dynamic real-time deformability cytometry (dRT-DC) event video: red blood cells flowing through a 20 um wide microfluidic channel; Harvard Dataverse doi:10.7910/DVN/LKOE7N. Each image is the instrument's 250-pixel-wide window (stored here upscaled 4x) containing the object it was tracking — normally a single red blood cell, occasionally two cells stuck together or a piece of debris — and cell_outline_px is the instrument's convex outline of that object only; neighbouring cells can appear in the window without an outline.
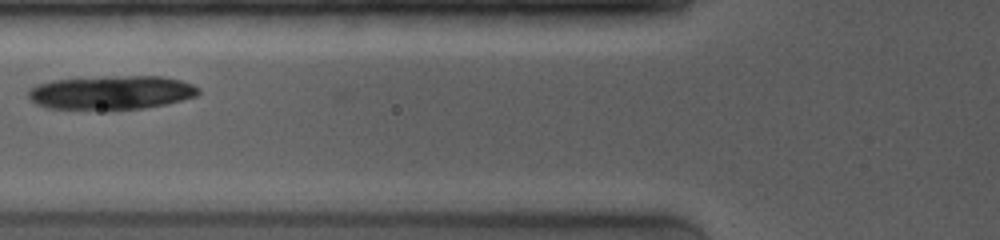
{"species": "common noctule bat (a hibernating species)", "species_latin": "Nyctalus noctula", "temperature_condition": "room temperature", "stored_images_in_passage": 5, "camera_frame_rate_fps": 4000, "um_per_image_px": 0.085, "animal": {"sex": "female", "body_mass_g": 19.0, "forearm_length_mm": 53.3}, "frame": {"image": 1, "passage_image": 2, "time_ms": 0.75, "image_size_px": [1000, 240], "cell_outline_px": [[200, 92], [196, 96], [164, 104], [144, 108], [48, 108], [36, 104], [28, 96], [28, 88], [36, 84], [52, 80], [108, 76], [160, 76], [180, 80], [192, 84], [200, 88]], "centroid_in_image_um": [9.45, 7.84], "position_along_channel_um": 116.3, "area_um2": 33.12}}